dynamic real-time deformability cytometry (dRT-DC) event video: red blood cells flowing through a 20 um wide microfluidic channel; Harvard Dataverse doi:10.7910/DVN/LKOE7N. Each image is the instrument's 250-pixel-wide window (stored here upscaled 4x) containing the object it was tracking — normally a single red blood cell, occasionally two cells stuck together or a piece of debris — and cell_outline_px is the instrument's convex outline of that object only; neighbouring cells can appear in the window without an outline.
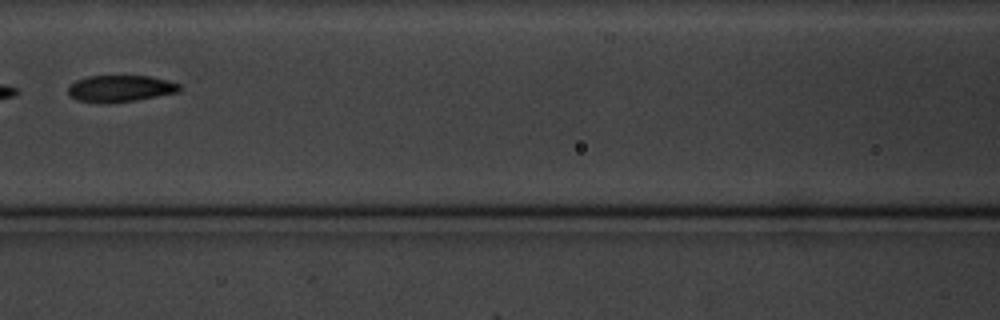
{"species": "common noctule bat (a hibernating species)", "species_latin": "Nyctalus noctula", "temperature_condition": "cold", "stored_images_in_passage": 15, "camera_frame_rate_fps": 3000, "um_per_image_px": 0.085, "animal": {"sex": "male", "body_mass_g": 20.1, "forearm_length_mm": 53.5}, "frame": {"image": 1, "passage_image": 7, "time_ms": 7.0, "image_size_px": [1000, 320], "cell_outline_px": [[180, 92], [136, 100], [104, 104], [80, 100], [72, 96], [68, 92], [68, 84], [76, 80], [88, 76], [152, 76], [168, 80], [180, 84]], "centroid_in_image_um": [10.24, 7.52], "position_along_channel_um": 156.4, "area_um2": 17.4}}
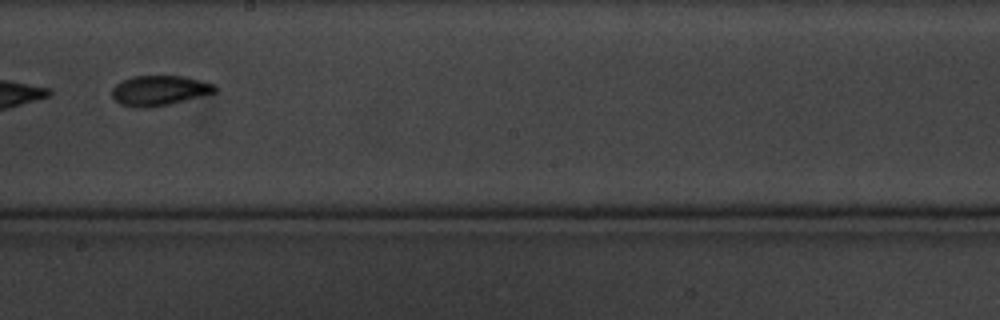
{"frame": {"image": 2, "passage_image": 9, "time_ms": 9.333, "image_size_px": [1000, 320], "cell_outline_px": [[220, 88], [216, 92], [168, 104], [144, 108], [140, 108], [120, 104], [112, 96], [112, 88], [120, 80], [132, 76], [184, 76], [216, 84]], "centroid_in_image_um": [13.55, 7.67], "position_along_channel_um": 234.6, "area_um2": 18.03}}
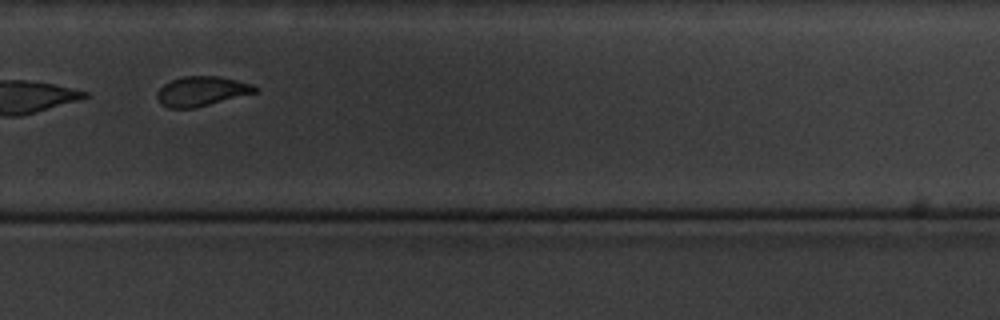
{"frame": {"image": 3, "passage_image": 11, "time_ms": 11.667, "image_size_px": [1000, 320], "cell_outline_px": [[260, 92], [192, 108], [168, 108], [160, 104], [156, 96], [156, 92], [164, 84], [172, 80], [184, 76], [220, 76], [252, 84], [260, 88]], "centroid_in_image_um": [17.16, 7.75], "position_along_channel_um": 312.6, "area_um2": 17.05}, "authors_computed_cell_mechanics": {"area_um2": 18.0336, "velocity_mm_per_s": 3.3669, "shape_relaxation_time_tau1_ms": 4.9848, "shape_relaxation_time_tau2_ms": 3.4585, "deformation_change_tau1": 0.1304, "deformation_change_tau2": 0.0959}}